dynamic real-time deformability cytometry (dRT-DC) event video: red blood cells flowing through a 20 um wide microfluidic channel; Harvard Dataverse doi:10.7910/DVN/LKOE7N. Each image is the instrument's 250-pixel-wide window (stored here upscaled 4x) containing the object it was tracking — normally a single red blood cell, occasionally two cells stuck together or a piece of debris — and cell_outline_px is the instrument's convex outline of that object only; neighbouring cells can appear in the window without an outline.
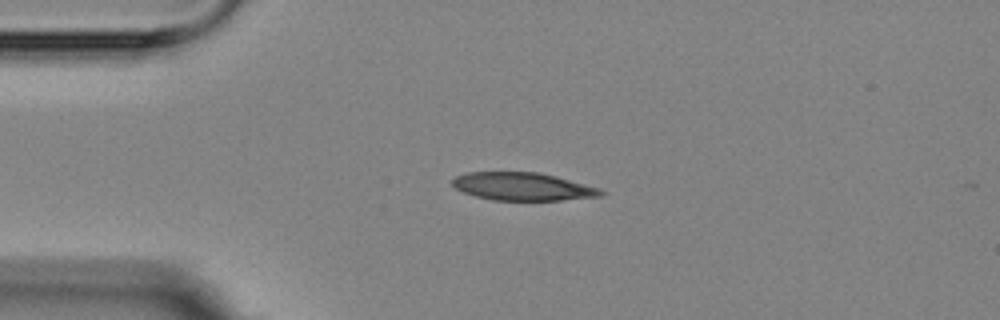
{"species": "Egyptian fruit bat (a non-hibernating species)", "species_latin": "Rousettus aegyptiacus", "temperature_condition": "room temperature", "stored_images_in_passage": 3, "camera_frame_rate_fps": 3000, "um_per_image_px": 0.085, "animal": {"sex": "female"}, "frame": {"image": 1, "passage_image": 2, "time_ms": 1.333, "image_size_px": [1000, 320], "cell_outline_px": [[608, 192], [604, 196], [560, 200], [492, 200], [476, 196], [464, 192], [456, 188], [452, 184], [452, 180], [456, 176], [468, 172], [540, 172], [556, 176], [600, 188]], "centroid_in_image_um": [44.49, 15.85], "position_along_channel_um": 40.5, "area_um2": 24.22}}